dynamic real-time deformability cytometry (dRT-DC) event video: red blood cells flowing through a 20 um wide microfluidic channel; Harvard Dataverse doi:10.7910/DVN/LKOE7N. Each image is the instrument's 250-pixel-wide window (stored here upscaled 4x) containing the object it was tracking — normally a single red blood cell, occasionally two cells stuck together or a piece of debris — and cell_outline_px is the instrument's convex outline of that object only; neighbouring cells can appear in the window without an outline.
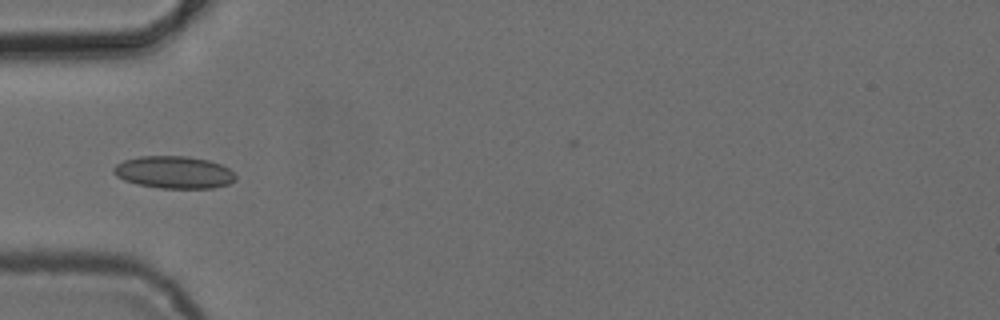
{"species": "common noctule bat (a hibernating species)", "species_latin": "Nyctalus noctula", "temperature_condition": "cold", "stored_images_in_passage": 4, "camera_frame_rate_fps": 3000, "um_per_image_px": 0.085, "animal": {"sex": "female", "body_mass_g": 24.6, "forearm_length_mm": 56.2}, "frame": {"image": 1, "passage_image": 3, "time_ms": 4.667, "image_size_px": [1000, 320], "cell_outline_px": [[236, 180], [228, 184], [212, 188], [160, 188], [136, 184], [124, 180], [116, 176], [112, 172], [112, 168], [116, 164], [124, 160], [140, 156], [188, 156], [208, 160], [220, 164], [228, 168], [236, 176]], "centroid_in_image_um": [14.76, 14.64], "position_along_channel_um": 70.2, "area_um2": 23.06}}